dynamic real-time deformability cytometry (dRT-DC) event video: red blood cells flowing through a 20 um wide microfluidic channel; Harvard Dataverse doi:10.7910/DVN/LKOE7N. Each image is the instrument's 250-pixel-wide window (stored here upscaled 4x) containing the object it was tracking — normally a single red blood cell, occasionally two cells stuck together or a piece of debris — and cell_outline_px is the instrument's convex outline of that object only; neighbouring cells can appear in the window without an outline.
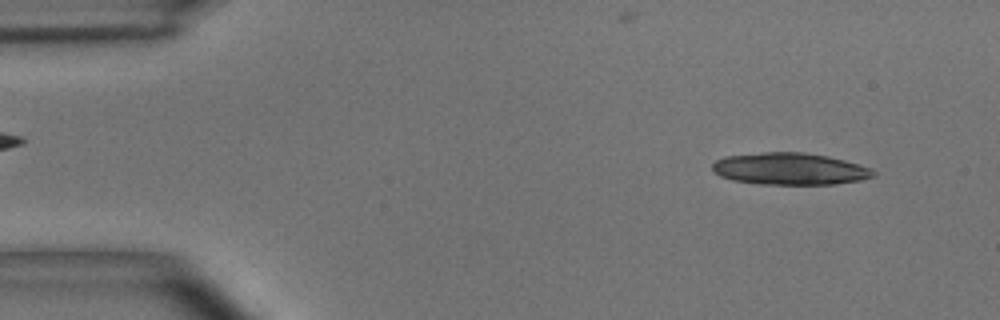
{"species": "common noctule bat (a hibernating species)", "species_latin": "Nyctalus noctula", "temperature_condition": "room temperature", "stored_images_in_passage": 10, "camera_frame_rate_fps": 3000, "um_per_image_px": 0.085, "animal": {"sex": "male", "body_mass_g": 15.6}, "frame": {"image": 1, "passage_image": 2, "time_ms": 0.333, "image_size_px": [1000, 320], "cell_outline_px": [[876, 176], [860, 180], [836, 184], [760, 184], [732, 180], [720, 176], [712, 172], [712, 164], [716, 160], [724, 156], [764, 152], [804, 152], [828, 156], [844, 160], [872, 168], [876, 172]], "centroid_in_image_um": [67.13, 14.35], "position_along_channel_um": 17.9, "area_um2": 30.17}}